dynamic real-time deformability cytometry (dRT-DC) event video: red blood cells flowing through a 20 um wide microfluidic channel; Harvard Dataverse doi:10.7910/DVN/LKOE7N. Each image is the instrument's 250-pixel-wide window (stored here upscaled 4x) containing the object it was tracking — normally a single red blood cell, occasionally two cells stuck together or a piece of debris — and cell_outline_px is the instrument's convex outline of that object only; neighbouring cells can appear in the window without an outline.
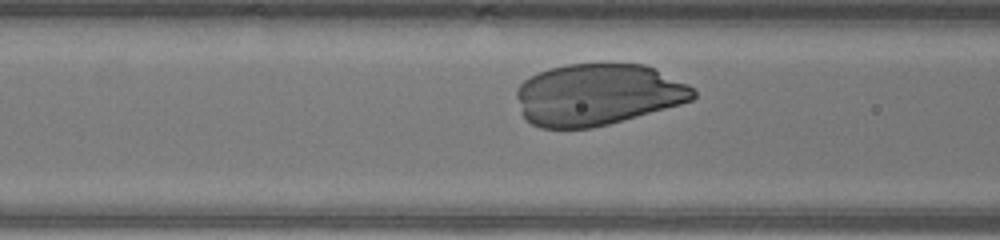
{"species": "human", "species_latin": "Homo sapiens", "temperature_condition": "warm", "stored_images_in_passage": 24, "camera_frame_rate_fps": 3000, "um_per_image_px": 0.085, "donor": {"sex": "male"}, "frame": {"image": 1, "passage_image": 5, "time_ms": 1.333, "image_size_px": [1000, 240], "cell_outline_px": [[696, 96], [692, 100], [680, 104], [608, 124], [592, 128], [540, 128], [532, 124], [520, 112], [516, 96], [516, 88], [524, 80], [536, 72], [548, 68], [568, 64], [644, 64], [688, 84], [696, 92]], "centroid_in_image_um": [50.76, 8.03], "position_along_channel_um": 115.8, "area_um2": 63.35}}
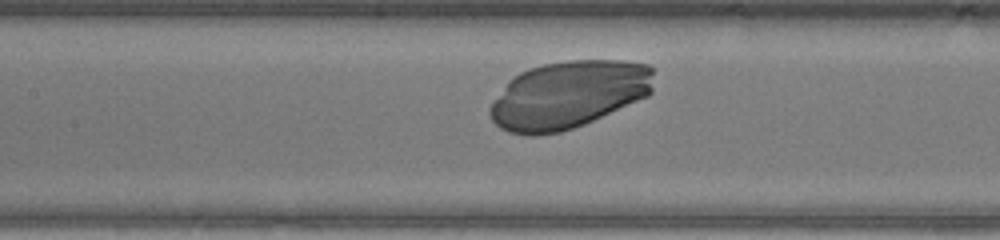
{"frame": {"image": 2, "passage_image": 8, "time_ms": 2.333, "image_size_px": [1000, 240], "cell_outline_px": [[652, 92], [648, 96], [584, 124], [560, 132], [532, 136], [528, 136], [508, 132], [500, 128], [492, 120], [488, 112], [488, 108], [508, 80], [520, 72], [528, 68], [544, 64], [568, 60], [624, 60], [648, 64], [652, 68]], "centroid_in_image_um": [48.29, 8.05], "position_along_channel_um": 159.1, "area_um2": 64.68}}
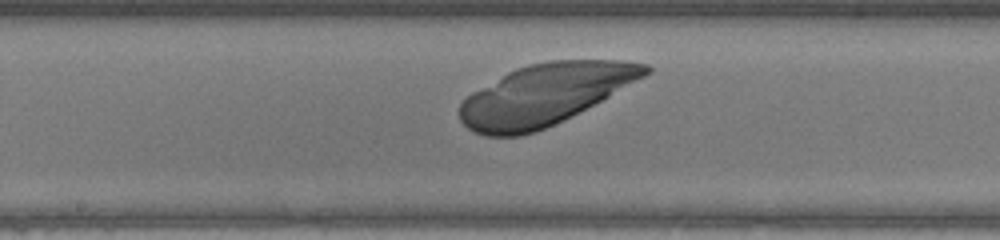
{"frame": {"image": 3, "passage_image": 11, "time_ms": 3.333, "image_size_px": [1000, 240], "cell_outline_px": [[652, 72], [608, 96], [536, 132], [520, 136], [484, 136], [472, 132], [460, 120], [460, 104], [472, 92], [508, 72], [516, 68], [528, 64], [548, 60], [624, 60], [648, 64], [652, 68]], "centroid_in_image_um": [46.28, 8.02], "position_along_channel_um": 201.9, "area_um2": 65.26}}